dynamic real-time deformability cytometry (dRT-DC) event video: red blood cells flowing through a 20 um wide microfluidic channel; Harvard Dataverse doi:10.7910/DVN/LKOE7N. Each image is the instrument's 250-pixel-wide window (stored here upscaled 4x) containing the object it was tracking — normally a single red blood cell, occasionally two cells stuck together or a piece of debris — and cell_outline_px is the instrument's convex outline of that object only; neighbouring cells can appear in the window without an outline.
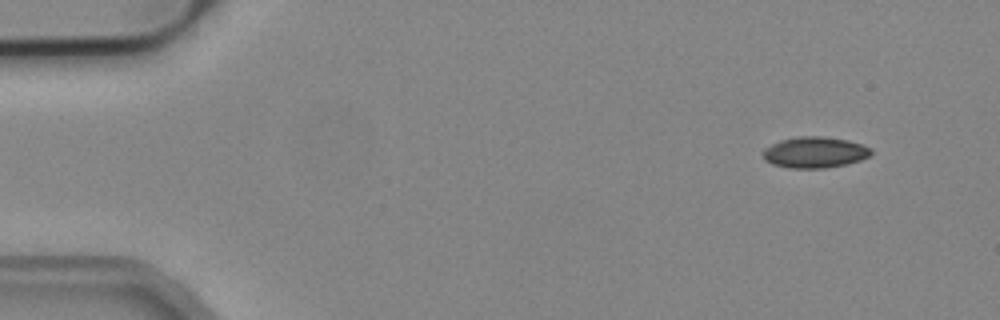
{"species": "common noctule bat (a hibernating species)", "species_latin": "Nyctalus noctula", "temperature_condition": "cold", "stored_images_in_passage": 5, "segment_of_instrument_passage": [2, 2], "camera_frame_rate_fps": 3000, "um_per_image_px": 0.085, "animal": {"sex": "male", "body_mass_g": 19.2, "forearm_length_mm": 51.8}, "frame": {"image": 1, "passage_image": 5, "time_ms": 1.333, "image_size_px": [1000, 320], "cell_outline_px": [[872, 152], [868, 156], [860, 160], [844, 164], [824, 168], [788, 168], [772, 164], [764, 160], [764, 148], [780, 140], [796, 136], [820, 136], [848, 140], [872, 148]], "centroid_in_image_um": [69.23, 12.94], "position_along_channel_um": 15.8, "area_um2": 19.48}}